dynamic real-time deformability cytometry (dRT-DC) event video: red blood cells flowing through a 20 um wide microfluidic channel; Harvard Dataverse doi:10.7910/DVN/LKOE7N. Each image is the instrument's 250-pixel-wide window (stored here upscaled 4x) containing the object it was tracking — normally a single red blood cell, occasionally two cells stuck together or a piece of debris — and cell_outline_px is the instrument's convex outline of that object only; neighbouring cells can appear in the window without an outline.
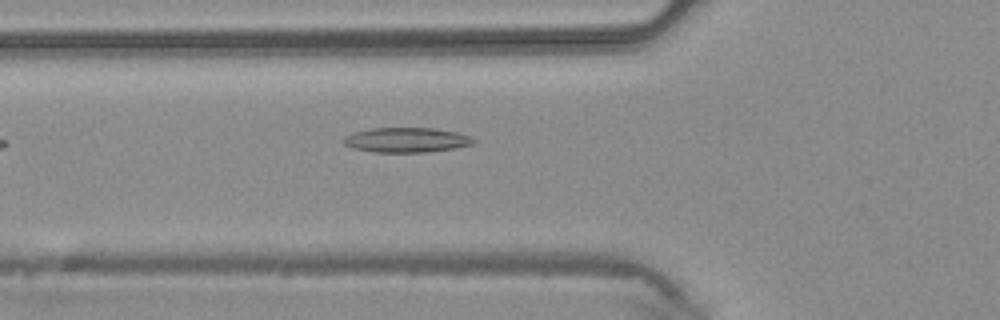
{"species": "common noctule bat (a hibernating species)", "species_latin": "Nyctalus noctula", "temperature_condition": "warm", "stored_images_in_passage": 13, "camera_frame_rate_fps": 3000, "um_per_image_px": 0.085, "animal": {"sex": "male", "body_mass_g": 20.4}, "frame": {"image": 1, "passage_image": 4, "time_ms": 1.0, "image_size_px": [1000, 320], "cell_outline_px": [[476, 140], [472, 144], [456, 148], [428, 152], [372, 152], [352, 148], [344, 144], [344, 136], [368, 128], [432, 128], [456, 132], [472, 136]], "centroid_in_image_um": [34.56, 11.9], "position_along_channel_um": 91.2, "area_um2": 18.84}}
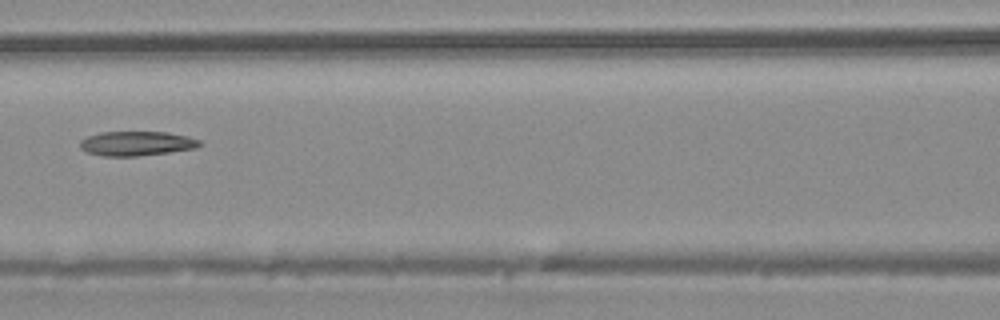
{"frame": {"image": 2, "passage_image": 8, "time_ms": 2.333, "image_size_px": [1000, 320], "cell_outline_px": [[204, 144], [196, 148], [168, 152], [136, 156], [104, 156], [88, 152], [80, 148], [80, 140], [88, 136], [100, 132], [164, 132], [188, 136], [200, 140]], "centroid_in_image_um": [11.63, 12.19], "position_along_channel_um": 155.0, "area_um2": 16.99}}
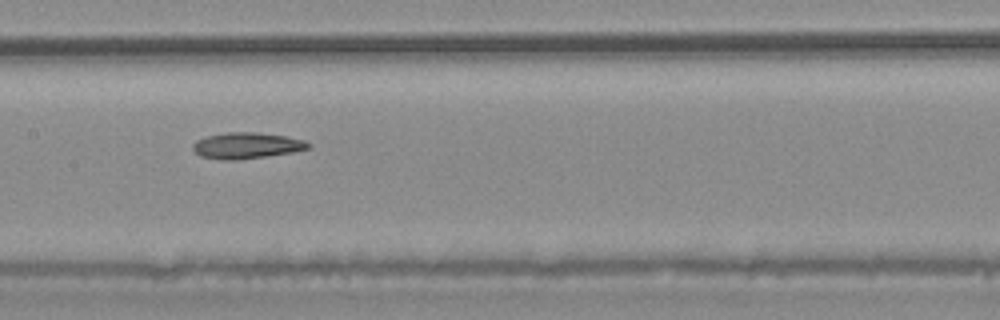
{"frame": {"image": 3, "passage_image": 10, "time_ms": 3.0, "image_size_px": [1000, 320], "cell_outline_px": [[312, 148], [296, 152], [236, 160], [220, 160], [200, 156], [192, 148], [192, 144], [196, 140], [204, 136], [224, 132], [256, 132], [284, 136], [304, 140], [312, 144]], "centroid_in_image_um": [20.97, 12.37], "position_along_channel_um": 186.4, "area_um2": 17.86}}